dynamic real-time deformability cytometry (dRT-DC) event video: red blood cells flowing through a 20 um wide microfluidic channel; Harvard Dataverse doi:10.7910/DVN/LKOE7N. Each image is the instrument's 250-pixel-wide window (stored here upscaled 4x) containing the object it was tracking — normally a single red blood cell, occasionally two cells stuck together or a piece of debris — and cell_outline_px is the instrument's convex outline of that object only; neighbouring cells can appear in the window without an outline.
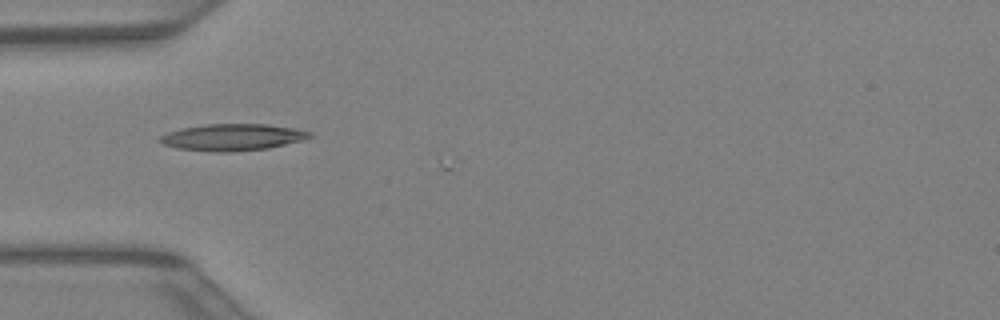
{"species": "Egyptian fruit bat (a non-hibernating species)", "species_latin": "Rousettus aegyptiacus", "temperature_condition": "warm", "stored_images_in_passage": 4, "camera_frame_rate_fps": 3000, "um_per_image_px": 0.085, "animal": {"sex": "female"}, "frame": {"image": 1, "passage_image": 1, "time_ms": 0.0, "image_size_px": [1000, 320], "cell_outline_px": [[316, 136], [268, 148], [232, 152], [216, 152], [176, 148], [164, 144], [160, 140], [160, 136], [168, 132], [180, 128], [204, 124], [268, 124], [296, 128], [312, 132]], "centroid_in_image_um": [19.79, 11.65], "position_along_channel_um": 65.2, "area_um2": 23.35}}
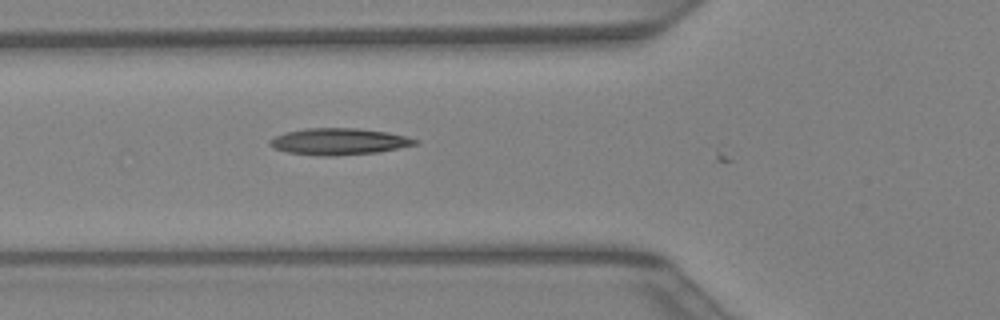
{"frame": {"image": 2, "passage_image": 3, "time_ms": 0.667, "image_size_px": [1000, 320], "cell_outline_px": [[420, 144], [376, 152], [332, 156], [320, 156], [288, 152], [272, 148], [268, 144], [268, 140], [284, 132], [308, 128], [356, 128], [388, 132], [420, 140]], "centroid_in_image_um": [28.79, 12.03], "position_along_channel_um": 97.0, "area_um2": 22.54}}